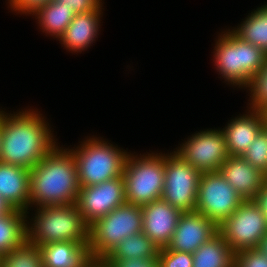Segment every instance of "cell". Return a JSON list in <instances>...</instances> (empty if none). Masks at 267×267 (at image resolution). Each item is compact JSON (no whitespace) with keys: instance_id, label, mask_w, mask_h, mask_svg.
I'll use <instances>...</instances> for the list:
<instances>
[{"instance_id":"cell-1","label":"cell","mask_w":267,"mask_h":267,"mask_svg":"<svg viewBox=\"0 0 267 267\" xmlns=\"http://www.w3.org/2000/svg\"><path fill=\"white\" fill-rule=\"evenodd\" d=\"M3 112L0 111V161L31 170L56 146L51 130L36 111L11 115Z\"/></svg>"},{"instance_id":"cell-2","label":"cell","mask_w":267,"mask_h":267,"mask_svg":"<svg viewBox=\"0 0 267 267\" xmlns=\"http://www.w3.org/2000/svg\"><path fill=\"white\" fill-rule=\"evenodd\" d=\"M77 163L71 149L55 146L30 170V205L75 204L80 189Z\"/></svg>"},{"instance_id":"cell-3","label":"cell","mask_w":267,"mask_h":267,"mask_svg":"<svg viewBox=\"0 0 267 267\" xmlns=\"http://www.w3.org/2000/svg\"><path fill=\"white\" fill-rule=\"evenodd\" d=\"M38 208L32 226L26 222L27 241L36 246L66 241L89 242V226L76 203Z\"/></svg>"},{"instance_id":"cell-4","label":"cell","mask_w":267,"mask_h":267,"mask_svg":"<svg viewBox=\"0 0 267 267\" xmlns=\"http://www.w3.org/2000/svg\"><path fill=\"white\" fill-rule=\"evenodd\" d=\"M228 31L219 36L213 61L225 81L247 88L251 78L263 67L267 54Z\"/></svg>"},{"instance_id":"cell-5","label":"cell","mask_w":267,"mask_h":267,"mask_svg":"<svg viewBox=\"0 0 267 267\" xmlns=\"http://www.w3.org/2000/svg\"><path fill=\"white\" fill-rule=\"evenodd\" d=\"M142 207L125 203L89 226L88 251L102 261L126 237L142 232Z\"/></svg>"},{"instance_id":"cell-6","label":"cell","mask_w":267,"mask_h":267,"mask_svg":"<svg viewBox=\"0 0 267 267\" xmlns=\"http://www.w3.org/2000/svg\"><path fill=\"white\" fill-rule=\"evenodd\" d=\"M82 145V146H81ZM72 149L80 187L100 184L123 176L127 152L102 139L89 138Z\"/></svg>"},{"instance_id":"cell-7","label":"cell","mask_w":267,"mask_h":267,"mask_svg":"<svg viewBox=\"0 0 267 267\" xmlns=\"http://www.w3.org/2000/svg\"><path fill=\"white\" fill-rule=\"evenodd\" d=\"M165 155L152 153L139 158L128 154L122 176L126 203L142 207L161 199L165 179Z\"/></svg>"},{"instance_id":"cell-8","label":"cell","mask_w":267,"mask_h":267,"mask_svg":"<svg viewBox=\"0 0 267 267\" xmlns=\"http://www.w3.org/2000/svg\"><path fill=\"white\" fill-rule=\"evenodd\" d=\"M266 232V218L252 200H244L229 217L218 225V233L235 254L256 248Z\"/></svg>"},{"instance_id":"cell-9","label":"cell","mask_w":267,"mask_h":267,"mask_svg":"<svg viewBox=\"0 0 267 267\" xmlns=\"http://www.w3.org/2000/svg\"><path fill=\"white\" fill-rule=\"evenodd\" d=\"M244 201L220 172L201 173L195 211L202 213L217 226Z\"/></svg>"},{"instance_id":"cell-10","label":"cell","mask_w":267,"mask_h":267,"mask_svg":"<svg viewBox=\"0 0 267 267\" xmlns=\"http://www.w3.org/2000/svg\"><path fill=\"white\" fill-rule=\"evenodd\" d=\"M165 156V179L161 199L182 212L195 211L201 173L175 152Z\"/></svg>"},{"instance_id":"cell-11","label":"cell","mask_w":267,"mask_h":267,"mask_svg":"<svg viewBox=\"0 0 267 267\" xmlns=\"http://www.w3.org/2000/svg\"><path fill=\"white\" fill-rule=\"evenodd\" d=\"M174 151L200 173L219 172L229 157L222 130L200 131Z\"/></svg>"},{"instance_id":"cell-12","label":"cell","mask_w":267,"mask_h":267,"mask_svg":"<svg viewBox=\"0 0 267 267\" xmlns=\"http://www.w3.org/2000/svg\"><path fill=\"white\" fill-rule=\"evenodd\" d=\"M126 203L123 177L79 189L76 205L84 222L90 226L115 208Z\"/></svg>"},{"instance_id":"cell-13","label":"cell","mask_w":267,"mask_h":267,"mask_svg":"<svg viewBox=\"0 0 267 267\" xmlns=\"http://www.w3.org/2000/svg\"><path fill=\"white\" fill-rule=\"evenodd\" d=\"M217 233L218 226L202 213L183 212L167 247L170 250L194 253Z\"/></svg>"},{"instance_id":"cell-14","label":"cell","mask_w":267,"mask_h":267,"mask_svg":"<svg viewBox=\"0 0 267 267\" xmlns=\"http://www.w3.org/2000/svg\"><path fill=\"white\" fill-rule=\"evenodd\" d=\"M181 210L162 199L142 206V232L159 248H165L171 242Z\"/></svg>"},{"instance_id":"cell-15","label":"cell","mask_w":267,"mask_h":267,"mask_svg":"<svg viewBox=\"0 0 267 267\" xmlns=\"http://www.w3.org/2000/svg\"><path fill=\"white\" fill-rule=\"evenodd\" d=\"M250 114L236 117L222 130L229 156H242L265 128L266 114L251 109Z\"/></svg>"},{"instance_id":"cell-16","label":"cell","mask_w":267,"mask_h":267,"mask_svg":"<svg viewBox=\"0 0 267 267\" xmlns=\"http://www.w3.org/2000/svg\"><path fill=\"white\" fill-rule=\"evenodd\" d=\"M219 172L244 200H252L267 179L264 173L249 164L242 156H229Z\"/></svg>"},{"instance_id":"cell-17","label":"cell","mask_w":267,"mask_h":267,"mask_svg":"<svg viewBox=\"0 0 267 267\" xmlns=\"http://www.w3.org/2000/svg\"><path fill=\"white\" fill-rule=\"evenodd\" d=\"M0 197L12 208L28 213L30 170L0 161Z\"/></svg>"},{"instance_id":"cell-18","label":"cell","mask_w":267,"mask_h":267,"mask_svg":"<svg viewBox=\"0 0 267 267\" xmlns=\"http://www.w3.org/2000/svg\"><path fill=\"white\" fill-rule=\"evenodd\" d=\"M88 244L66 241L38 246L43 267H87L92 262Z\"/></svg>"},{"instance_id":"cell-19","label":"cell","mask_w":267,"mask_h":267,"mask_svg":"<svg viewBox=\"0 0 267 267\" xmlns=\"http://www.w3.org/2000/svg\"><path fill=\"white\" fill-rule=\"evenodd\" d=\"M101 11L75 14L64 34L59 38L64 47L77 53L87 49L97 37Z\"/></svg>"},{"instance_id":"cell-20","label":"cell","mask_w":267,"mask_h":267,"mask_svg":"<svg viewBox=\"0 0 267 267\" xmlns=\"http://www.w3.org/2000/svg\"><path fill=\"white\" fill-rule=\"evenodd\" d=\"M192 255V267H235V253L219 233L202 244Z\"/></svg>"},{"instance_id":"cell-21","label":"cell","mask_w":267,"mask_h":267,"mask_svg":"<svg viewBox=\"0 0 267 267\" xmlns=\"http://www.w3.org/2000/svg\"><path fill=\"white\" fill-rule=\"evenodd\" d=\"M26 217L25 211L17 209L0 216V257L26 240Z\"/></svg>"},{"instance_id":"cell-22","label":"cell","mask_w":267,"mask_h":267,"mask_svg":"<svg viewBox=\"0 0 267 267\" xmlns=\"http://www.w3.org/2000/svg\"><path fill=\"white\" fill-rule=\"evenodd\" d=\"M159 248L143 232L126 237L104 259H158Z\"/></svg>"},{"instance_id":"cell-23","label":"cell","mask_w":267,"mask_h":267,"mask_svg":"<svg viewBox=\"0 0 267 267\" xmlns=\"http://www.w3.org/2000/svg\"><path fill=\"white\" fill-rule=\"evenodd\" d=\"M231 31L267 54V4L251 12L236 30Z\"/></svg>"},{"instance_id":"cell-24","label":"cell","mask_w":267,"mask_h":267,"mask_svg":"<svg viewBox=\"0 0 267 267\" xmlns=\"http://www.w3.org/2000/svg\"><path fill=\"white\" fill-rule=\"evenodd\" d=\"M43 32L60 38L67 26L72 21L75 13L71 9L61 6L56 0H52L48 5L35 13Z\"/></svg>"},{"instance_id":"cell-25","label":"cell","mask_w":267,"mask_h":267,"mask_svg":"<svg viewBox=\"0 0 267 267\" xmlns=\"http://www.w3.org/2000/svg\"><path fill=\"white\" fill-rule=\"evenodd\" d=\"M0 267H43L41 251L38 246L25 240L0 257Z\"/></svg>"},{"instance_id":"cell-26","label":"cell","mask_w":267,"mask_h":267,"mask_svg":"<svg viewBox=\"0 0 267 267\" xmlns=\"http://www.w3.org/2000/svg\"><path fill=\"white\" fill-rule=\"evenodd\" d=\"M247 87L251 91L249 109L265 112L267 110V57L263 67L251 78Z\"/></svg>"},{"instance_id":"cell-27","label":"cell","mask_w":267,"mask_h":267,"mask_svg":"<svg viewBox=\"0 0 267 267\" xmlns=\"http://www.w3.org/2000/svg\"><path fill=\"white\" fill-rule=\"evenodd\" d=\"M242 157L267 176V129L264 128L254 139Z\"/></svg>"},{"instance_id":"cell-28","label":"cell","mask_w":267,"mask_h":267,"mask_svg":"<svg viewBox=\"0 0 267 267\" xmlns=\"http://www.w3.org/2000/svg\"><path fill=\"white\" fill-rule=\"evenodd\" d=\"M158 267H192V253L170 250L168 247L158 251Z\"/></svg>"},{"instance_id":"cell-29","label":"cell","mask_w":267,"mask_h":267,"mask_svg":"<svg viewBox=\"0 0 267 267\" xmlns=\"http://www.w3.org/2000/svg\"><path fill=\"white\" fill-rule=\"evenodd\" d=\"M235 267H267V257L256 248L239 251L235 254Z\"/></svg>"},{"instance_id":"cell-30","label":"cell","mask_w":267,"mask_h":267,"mask_svg":"<svg viewBox=\"0 0 267 267\" xmlns=\"http://www.w3.org/2000/svg\"><path fill=\"white\" fill-rule=\"evenodd\" d=\"M61 6L71 9L75 14L102 10L100 0H56Z\"/></svg>"},{"instance_id":"cell-31","label":"cell","mask_w":267,"mask_h":267,"mask_svg":"<svg viewBox=\"0 0 267 267\" xmlns=\"http://www.w3.org/2000/svg\"><path fill=\"white\" fill-rule=\"evenodd\" d=\"M107 267H157L158 259H103Z\"/></svg>"},{"instance_id":"cell-32","label":"cell","mask_w":267,"mask_h":267,"mask_svg":"<svg viewBox=\"0 0 267 267\" xmlns=\"http://www.w3.org/2000/svg\"><path fill=\"white\" fill-rule=\"evenodd\" d=\"M11 9L25 14H34L41 8L48 5L52 0H8Z\"/></svg>"},{"instance_id":"cell-33","label":"cell","mask_w":267,"mask_h":267,"mask_svg":"<svg viewBox=\"0 0 267 267\" xmlns=\"http://www.w3.org/2000/svg\"><path fill=\"white\" fill-rule=\"evenodd\" d=\"M252 201L259 207L267 221V179L262 183L261 189L255 194Z\"/></svg>"},{"instance_id":"cell-34","label":"cell","mask_w":267,"mask_h":267,"mask_svg":"<svg viewBox=\"0 0 267 267\" xmlns=\"http://www.w3.org/2000/svg\"><path fill=\"white\" fill-rule=\"evenodd\" d=\"M256 249L262 254L267 257V232L262 236L261 240L259 241Z\"/></svg>"},{"instance_id":"cell-35","label":"cell","mask_w":267,"mask_h":267,"mask_svg":"<svg viewBox=\"0 0 267 267\" xmlns=\"http://www.w3.org/2000/svg\"><path fill=\"white\" fill-rule=\"evenodd\" d=\"M12 208L0 197V216L8 214Z\"/></svg>"},{"instance_id":"cell-36","label":"cell","mask_w":267,"mask_h":267,"mask_svg":"<svg viewBox=\"0 0 267 267\" xmlns=\"http://www.w3.org/2000/svg\"><path fill=\"white\" fill-rule=\"evenodd\" d=\"M87 267H107L102 261H92Z\"/></svg>"}]
</instances>
